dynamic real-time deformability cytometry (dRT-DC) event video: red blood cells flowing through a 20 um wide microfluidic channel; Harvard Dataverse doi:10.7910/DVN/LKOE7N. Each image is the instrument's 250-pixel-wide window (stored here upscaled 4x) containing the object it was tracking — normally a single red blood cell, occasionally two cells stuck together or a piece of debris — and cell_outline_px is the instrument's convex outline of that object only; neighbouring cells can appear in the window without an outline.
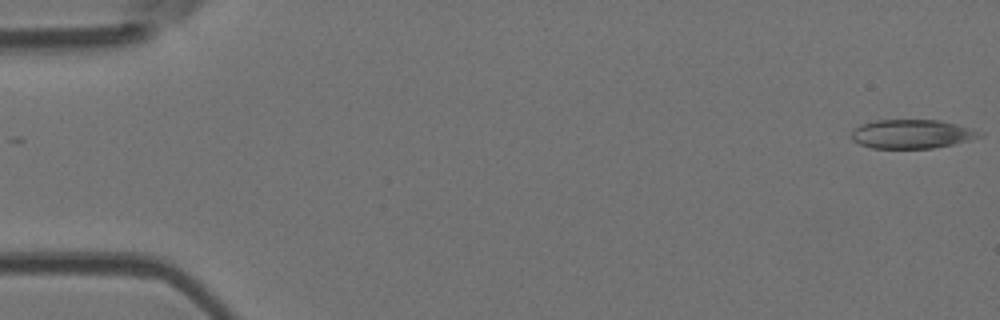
{"species": "Egyptian fruit bat (a non-hibernating species)", "species_latin": "Rousettus aegyptiacus", "temperature_condition": "room temperature", "stored_images_in_passage": 50, "camera_frame_rate_fps": 3000, "um_per_image_px": 0.085, "animal": {"sex": "female"}, "frame": {"image": 1, "passage_image": 1, "time_ms": 0.0, "image_size_px": [1000, 320], "cell_outline_px": [[984, 136], [952, 144], [932, 148], [872, 148], [860, 144], [852, 140], [852, 132], [860, 124], [876, 120], [940, 120], [972, 128], [984, 132]], "centroid_in_image_um": [77.53, 11.38], "position_along_channel_um": 7.5, "area_um2": 21.56}}
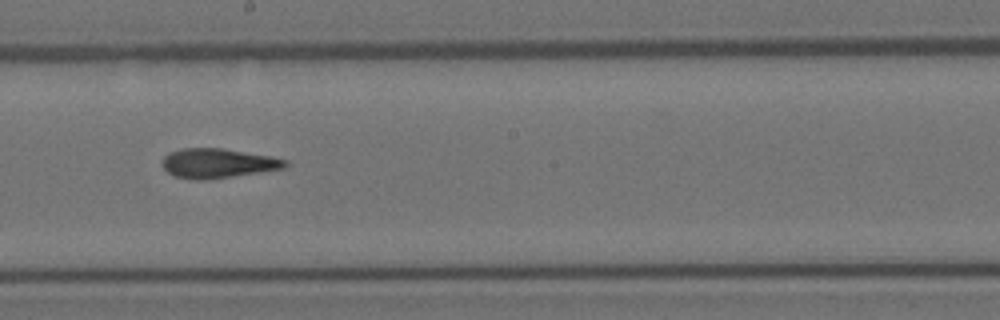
{"frame": {"image": 2, "passage_image": 28, "time_ms": 9.0, "image_size_px": [1000, 320], "cell_outline_px": [[288, 164], [284, 168], [260, 172], [204, 180], [196, 180], [176, 176], [168, 172], [160, 164], [160, 160], [168, 152], [180, 148], [224, 148], [272, 156], [288, 160]], "centroid_in_image_um": [18.49, 13.86], "position_along_channel_um": 229.7, "area_um2": 21.33}}
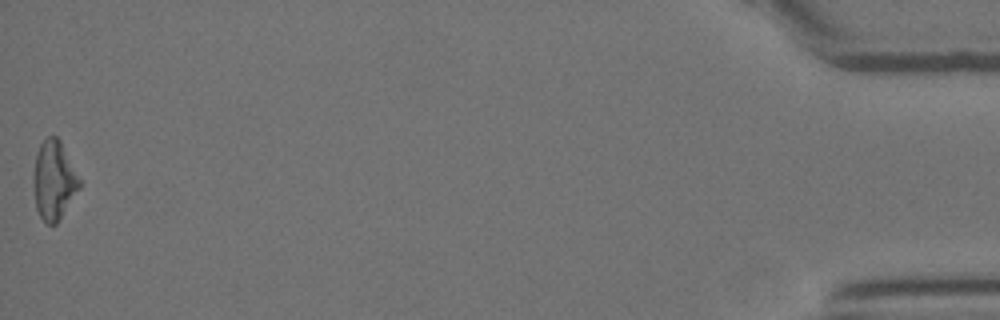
{"frame": {"image": 3, "passage_image": 50, "time_ms": 16.333, "image_size_px": [1000, 320], "cell_outline_px": [[80, 188], [56, 224], [48, 224], [40, 216], [36, 208], [32, 176], [36, 152], [40, 144], [48, 136], [56, 136], [60, 140], [80, 180]], "centroid_in_image_um": [4.55, 15.31], "position_along_channel_um": 430.6, "area_um2": 20.98}, "authors_computed_cell_mechanics": {"area_um2": 21.4438, "velocity_mm_per_s": 4.0617, "shape_relaxation_time_tau1_ms": null, "shape_relaxation_time_tau2_ms": 2.9002, "deformation_change_tau1": null, "deformation_change_tau2": 0.1257}}